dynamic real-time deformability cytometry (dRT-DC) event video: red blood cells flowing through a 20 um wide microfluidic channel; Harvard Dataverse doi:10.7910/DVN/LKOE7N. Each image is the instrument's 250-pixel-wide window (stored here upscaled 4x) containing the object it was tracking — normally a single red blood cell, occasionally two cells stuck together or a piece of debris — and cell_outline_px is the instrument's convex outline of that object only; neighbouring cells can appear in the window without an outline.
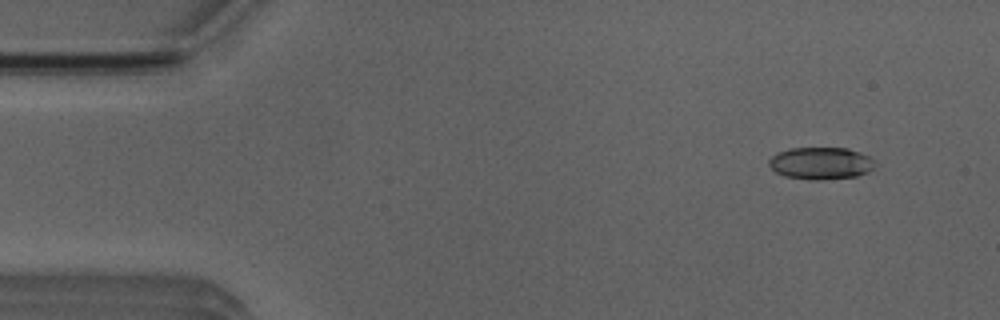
{"species": "Egyptian fruit bat (a non-hibernating species)", "species_latin": "Rousettus aegyptiacus", "temperature_condition": "room temperature", "stored_images_in_passage": 5, "camera_frame_rate_fps": 3000, "um_per_image_px": 0.085, "animal": {"sex": "male"}, "frame": {"image": 1, "passage_image": 2, "time_ms": 1.0, "image_size_px": [1000, 320], "cell_outline_px": [[872, 168], [868, 172], [856, 176], [820, 180], [808, 180], [784, 176], [776, 172], [768, 164], [768, 160], [772, 156], [780, 152], [792, 148], [848, 148], [860, 152], [868, 156], [872, 160]], "centroid_in_image_um": [69.74, 13.88], "position_along_channel_um": 15.3, "area_um2": 19.71}}
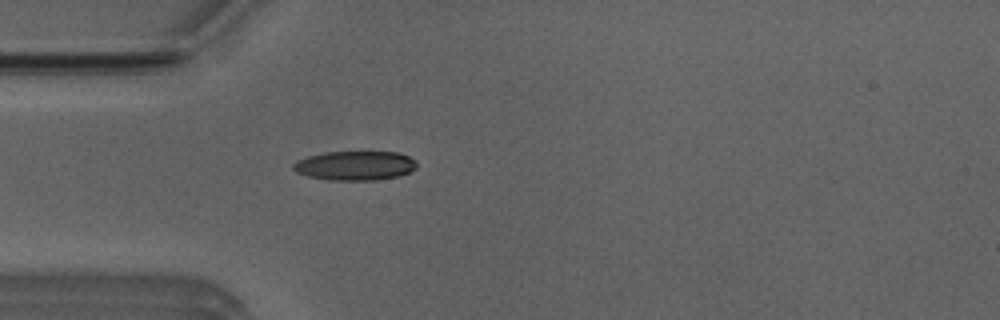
{"frame": {"image": 2, "passage_image": 5, "time_ms": 4.333, "image_size_px": [1000, 320], "cell_outline_px": [[416, 168], [412, 172], [400, 176], [376, 180], [332, 180], [308, 176], [296, 172], [292, 168], [292, 164], [296, 160], [308, 156], [324, 152], [400, 152], [416, 160]], "centroid_in_image_um": [30.2, 14.07], "position_along_channel_um": 54.8, "area_um2": 21.27}}